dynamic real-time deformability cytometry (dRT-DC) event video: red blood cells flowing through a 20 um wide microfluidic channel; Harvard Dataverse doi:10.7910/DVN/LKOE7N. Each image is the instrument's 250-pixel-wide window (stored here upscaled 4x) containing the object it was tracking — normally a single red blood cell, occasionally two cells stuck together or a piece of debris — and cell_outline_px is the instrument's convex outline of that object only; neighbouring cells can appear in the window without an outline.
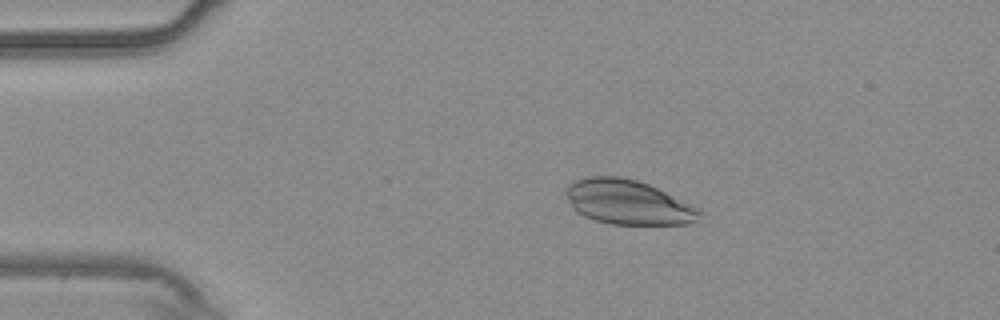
{"species": "common noctule bat (a hibernating species)", "species_latin": "Nyctalus noctula", "temperature_condition": "warm", "stored_images_in_passage": 55, "camera_frame_rate_fps": 3000, "um_per_image_px": 0.085, "animal": {"sex": "male", "body_mass_g": 20.4}, "frame": {"image": 1, "passage_image": 11, "time_ms": 3.333, "image_size_px": [1000, 320], "cell_outline_px": [[700, 212], [696, 220], [692, 224], [612, 224], [596, 220], [584, 216], [572, 204], [564, 192], [568, 184], [584, 176], [620, 176], [636, 180], [648, 184], [700, 208]], "centroid_in_image_um": [53.38, 17.17], "position_along_channel_um": 31.6, "area_um2": 34.33}}
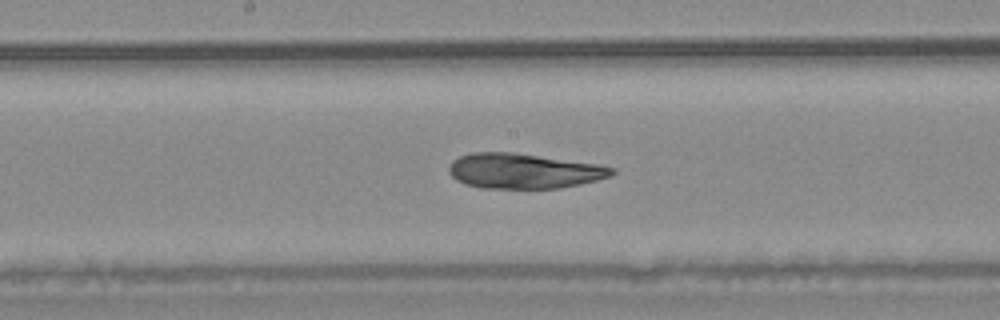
{"frame": {"image": 2, "passage_image": 29, "time_ms": 9.333, "image_size_px": [1000, 320], "cell_outline_px": [[616, 172], [612, 176], [580, 184], [560, 188], [480, 188], [464, 184], [456, 180], [448, 172], [448, 168], [452, 160], [460, 156], [472, 152], [512, 152], [600, 164], [616, 168]], "centroid_in_image_um": [44.52, 14.53], "position_along_channel_um": 203.7, "area_um2": 33.58}}
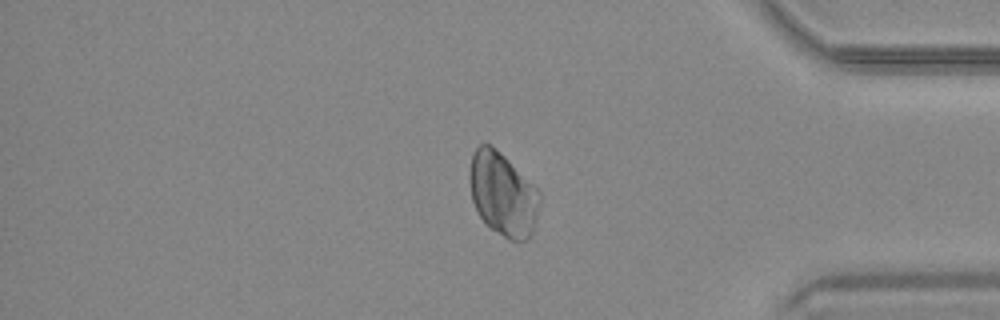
{"frame": {"image": 3, "passage_image": 46, "time_ms": 15.0, "image_size_px": [1000, 320], "cell_outline_px": [[540, 204], [536, 220], [532, 232], [528, 240], [508, 240], [492, 228], [480, 216], [472, 200], [468, 180], [468, 172], [472, 156], [476, 148], [480, 144], [492, 144], [540, 192]], "centroid_in_image_um": [42.73, 16.5], "position_along_channel_um": 392.5, "area_um2": 33.87}}